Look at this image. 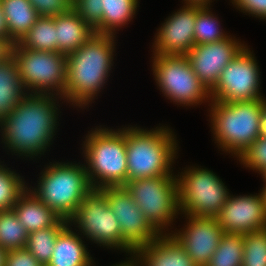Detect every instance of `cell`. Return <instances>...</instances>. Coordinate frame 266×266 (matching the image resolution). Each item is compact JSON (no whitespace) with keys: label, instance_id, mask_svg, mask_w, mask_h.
Returning <instances> with one entry per match:
<instances>
[{"label":"cell","instance_id":"obj_28","mask_svg":"<svg viewBox=\"0 0 266 266\" xmlns=\"http://www.w3.org/2000/svg\"><path fill=\"white\" fill-rule=\"evenodd\" d=\"M28 232L13 209L0 211V246L6 251L25 248Z\"/></svg>","mask_w":266,"mask_h":266},{"label":"cell","instance_id":"obj_30","mask_svg":"<svg viewBox=\"0 0 266 266\" xmlns=\"http://www.w3.org/2000/svg\"><path fill=\"white\" fill-rule=\"evenodd\" d=\"M23 177L0 163V211L13 209L18 197L27 189Z\"/></svg>","mask_w":266,"mask_h":266},{"label":"cell","instance_id":"obj_40","mask_svg":"<svg viewBox=\"0 0 266 266\" xmlns=\"http://www.w3.org/2000/svg\"><path fill=\"white\" fill-rule=\"evenodd\" d=\"M184 4L211 5L212 0H183Z\"/></svg>","mask_w":266,"mask_h":266},{"label":"cell","instance_id":"obj_4","mask_svg":"<svg viewBox=\"0 0 266 266\" xmlns=\"http://www.w3.org/2000/svg\"><path fill=\"white\" fill-rule=\"evenodd\" d=\"M83 143L82 154L93 189L127 183L126 127L113 130L98 126L88 131Z\"/></svg>","mask_w":266,"mask_h":266},{"label":"cell","instance_id":"obj_8","mask_svg":"<svg viewBox=\"0 0 266 266\" xmlns=\"http://www.w3.org/2000/svg\"><path fill=\"white\" fill-rule=\"evenodd\" d=\"M124 187L150 224L160 234H170L168 228L180 214L176 174L132 180Z\"/></svg>","mask_w":266,"mask_h":266},{"label":"cell","instance_id":"obj_5","mask_svg":"<svg viewBox=\"0 0 266 266\" xmlns=\"http://www.w3.org/2000/svg\"><path fill=\"white\" fill-rule=\"evenodd\" d=\"M262 99L221 102L211 100L210 123L215 143L222 151L238 158L260 137Z\"/></svg>","mask_w":266,"mask_h":266},{"label":"cell","instance_id":"obj_25","mask_svg":"<svg viewBox=\"0 0 266 266\" xmlns=\"http://www.w3.org/2000/svg\"><path fill=\"white\" fill-rule=\"evenodd\" d=\"M139 0H103L102 34L116 35L136 14Z\"/></svg>","mask_w":266,"mask_h":266},{"label":"cell","instance_id":"obj_41","mask_svg":"<svg viewBox=\"0 0 266 266\" xmlns=\"http://www.w3.org/2000/svg\"><path fill=\"white\" fill-rule=\"evenodd\" d=\"M126 259H128V260H126V261H121L120 263H118V264H113V266H136L135 265V262H134V260H133V258H127L126 257ZM112 266V265H111Z\"/></svg>","mask_w":266,"mask_h":266},{"label":"cell","instance_id":"obj_19","mask_svg":"<svg viewBox=\"0 0 266 266\" xmlns=\"http://www.w3.org/2000/svg\"><path fill=\"white\" fill-rule=\"evenodd\" d=\"M13 210L28 234L53 227L62 219L28 187L18 197Z\"/></svg>","mask_w":266,"mask_h":266},{"label":"cell","instance_id":"obj_6","mask_svg":"<svg viewBox=\"0 0 266 266\" xmlns=\"http://www.w3.org/2000/svg\"><path fill=\"white\" fill-rule=\"evenodd\" d=\"M38 184L29 188L64 220H69L83 198L93 189L84 164L50 162L40 173ZM32 188V189H31Z\"/></svg>","mask_w":266,"mask_h":266},{"label":"cell","instance_id":"obj_9","mask_svg":"<svg viewBox=\"0 0 266 266\" xmlns=\"http://www.w3.org/2000/svg\"><path fill=\"white\" fill-rule=\"evenodd\" d=\"M176 175L180 214L216 217L225 205L229 190L216 173L190 166Z\"/></svg>","mask_w":266,"mask_h":266},{"label":"cell","instance_id":"obj_23","mask_svg":"<svg viewBox=\"0 0 266 266\" xmlns=\"http://www.w3.org/2000/svg\"><path fill=\"white\" fill-rule=\"evenodd\" d=\"M27 94L15 60L11 57L0 63V123Z\"/></svg>","mask_w":266,"mask_h":266},{"label":"cell","instance_id":"obj_2","mask_svg":"<svg viewBox=\"0 0 266 266\" xmlns=\"http://www.w3.org/2000/svg\"><path fill=\"white\" fill-rule=\"evenodd\" d=\"M115 38L114 35L94 33L86 43L66 56L67 103L82 109L98 96L114 64Z\"/></svg>","mask_w":266,"mask_h":266},{"label":"cell","instance_id":"obj_11","mask_svg":"<svg viewBox=\"0 0 266 266\" xmlns=\"http://www.w3.org/2000/svg\"><path fill=\"white\" fill-rule=\"evenodd\" d=\"M70 226L76 225L83 238L104 246L130 254L134 252L122 241L119 222L109 207L105 193L101 189H92L82 200L74 215L68 220ZM73 224V225H72ZM81 233V234H80Z\"/></svg>","mask_w":266,"mask_h":266},{"label":"cell","instance_id":"obj_33","mask_svg":"<svg viewBox=\"0 0 266 266\" xmlns=\"http://www.w3.org/2000/svg\"><path fill=\"white\" fill-rule=\"evenodd\" d=\"M102 1L73 0L72 3V9L99 34H102Z\"/></svg>","mask_w":266,"mask_h":266},{"label":"cell","instance_id":"obj_43","mask_svg":"<svg viewBox=\"0 0 266 266\" xmlns=\"http://www.w3.org/2000/svg\"><path fill=\"white\" fill-rule=\"evenodd\" d=\"M262 178H264L263 179V181H264V185H263V188L262 189H260L261 190V195H262V197H263V200H264V204H265V209H266V176H263Z\"/></svg>","mask_w":266,"mask_h":266},{"label":"cell","instance_id":"obj_17","mask_svg":"<svg viewBox=\"0 0 266 266\" xmlns=\"http://www.w3.org/2000/svg\"><path fill=\"white\" fill-rule=\"evenodd\" d=\"M224 232L247 234L266 229V209L261 192L250 195H229L216 216Z\"/></svg>","mask_w":266,"mask_h":266},{"label":"cell","instance_id":"obj_36","mask_svg":"<svg viewBox=\"0 0 266 266\" xmlns=\"http://www.w3.org/2000/svg\"><path fill=\"white\" fill-rule=\"evenodd\" d=\"M231 3L246 15L251 14L256 18L266 20V0H231Z\"/></svg>","mask_w":266,"mask_h":266},{"label":"cell","instance_id":"obj_15","mask_svg":"<svg viewBox=\"0 0 266 266\" xmlns=\"http://www.w3.org/2000/svg\"><path fill=\"white\" fill-rule=\"evenodd\" d=\"M246 45L234 36L195 45L186 57L197 77L211 90L218 82L222 70Z\"/></svg>","mask_w":266,"mask_h":266},{"label":"cell","instance_id":"obj_31","mask_svg":"<svg viewBox=\"0 0 266 266\" xmlns=\"http://www.w3.org/2000/svg\"><path fill=\"white\" fill-rule=\"evenodd\" d=\"M242 266H266V229L244 234Z\"/></svg>","mask_w":266,"mask_h":266},{"label":"cell","instance_id":"obj_39","mask_svg":"<svg viewBox=\"0 0 266 266\" xmlns=\"http://www.w3.org/2000/svg\"><path fill=\"white\" fill-rule=\"evenodd\" d=\"M0 37H3L8 40V29L1 3H0Z\"/></svg>","mask_w":266,"mask_h":266},{"label":"cell","instance_id":"obj_3","mask_svg":"<svg viewBox=\"0 0 266 266\" xmlns=\"http://www.w3.org/2000/svg\"><path fill=\"white\" fill-rule=\"evenodd\" d=\"M168 126L144 130L126 127L127 183L161 175H174L172 165L179 148Z\"/></svg>","mask_w":266,"mask_h":266},{"label":"cell","instance_id":"obj_7","mask_svg":"<svg viewBox=\"0 0 266 266\" xmlns=\"http://www.w3.org/2000/svg\"><path fill=\"white\" fill-rule=\"evenodd\" d=\"M12 58L27 93L56 94L65 99L67 61L64 54L30 50L14 43Z\"/></svg>","mask_w":266,"mask_h":266},{"label":"cell","instance_id":"obj_26","mask_svg":"<svg viewBox=\"0 0 266 266\" xmlns=\"http://www.w3.org/2000/svg\"><path fill=\"white\" fill-rule=\"evenodd\" d=\"M68 221L61 219L55 226L28 234L25 248L43 265L51 259L58 235L68 226Z\"/></svg>","mask_w":266,"mask_h":266},{"label":"cell","instance_id":"obj_16","mask_svg":"<svg viewBox=\"0 0 266 266\" xmlns=\"http://www.w3.org/2000/svg\"><path fill=\"white\" fill-rule=\"evenodd\" d=\"M197 13L198 4H185L168 16L155 33L153 54L186 55L195 46Z\"/></svg>","mask_w":266,"mask_h":266},{"label":"cell","instance_id":"obj_38","mask_svg":"<svg viewBox=\"0 0 266 266\" xmlns=\"http://www.w3.org/2000/svg\"><path fill=\"white\" fill-rule=\"evenodd\" d=\"M260 136L266 137V98H263L262 113L260 116Z\"/></svg>","mask_w":266,"mask_h":266},{"label":"cell","instance_id":"obj_13","mask_svg":"<svg viewBox=\"0 0 266 266\" xmlns=\"http://www.w3.org/2000/svg\"><path fill=\"white\" fill-rule=\"evenodd\" d=\"M101 190L119 222L122 241L134 253L161 235L142 214L124 186L104 187Z\"/></svg>","mask_w":266,"mask_h":266},{"label":"cell","instance_id":"obj_21","mask_svg":"<svg viewBox=\"0 0 266 266\" xmlns=\"http://www.w3.org/2000/svg\"><path fill=\"white\" fill-rule=\"evenodd\" d=\"M58 52L65 56L73 53L95 33L84 20L71 9L68 13L55 16Z\"/></svg>","mask_w":266,"mask_h":266},{"label":"cell","instance_id":"obj_35","mask_svg":"<svg viewBox=\"0 0 266 266\" xmlns=\"http://www.w3.org/2000/svg\"><path fill=\"white\" fill-rule=\"evenodd\" d=\"M5 266H43L26 248L7 251Z\"/></svg>","mask_w":266,"mask_h":266},{"label":"cell","instance_id":"obj_24","mask_svg":"<svg viewBox=\"0 0 266 266\" xmlns=\"http://www.w3.org/2000/svg\"><path fill=\"white\" fill-rule=\"evenodd\" d=\"M17 44L30 50L58 52L55 17L39 16Z\"/></svg>","mask_w":266,"mask_h":266},{"label":"cell","instance_id":"obj_29","mask_svg":"<svg viewBox=\"0 0 266 266\" xmlns=\"http://www.w3.org/2000/svg\"><path fill=\"white\" fill-rule=\"evenodd\" d=\"M210 5H198L194 27L195 45L217 42L229 35L223 31L218 18L210 11Z\"/></svg>","mask_w":266,"mask_h":266},{"label":"cell","instance_id":"obj_20","mask_svg":"<svg viewBox=\"0 0 266 266\" xmlns=\"http://www.w3.org/2000/svg\"><path fill=\"white\" fill-rule=\"evenodd\" d=\"M81 237L68 225L58 235L46 266H96Z\"/></svg>","mask_w":266,"mask_h":266},{"label":"cell","instance_id":"obj_32","mask_svg":"<svg viewBox=\"0 0 266 266\" xmlns=\"http://www.w3.org/2000/svg\"><path fill=\"white\" fill-rule=\"evenodd\" d=\"M237 160L249 170H256L262 177L266 176V137H258Z\"/></svg>","mask_w":266,"mask_h":266},{"label":"cell","instance_id":"obj_42","mask_svg":"<svg viewBox=\"0 0 266 266\" xmlns=\"http://www.w3.org/2000/svg\"><path fill=\"white\" fill-rule=\"evenodd\" d=\"M7 251L0 246V266H5Z\"/></svg>","mask_w":266,"mask_h":266},{"label":"cell","instance_id":"obj_1","mask_svg":"<svg viewBox=\"0 0 266 266\" xmlns=\"http://www.w3.org/2000/svg\"><path fill=\"white\" fill-rule=\"evenodd\" d=\"M59 98L63 100L54 94L28 93L0 123L5 149L30 159L44 155L57 132Z\"/></svg>","mask_w":266,"mask_h":266},{"label":"cell","instance_id":"obj_14","mask_svg":"<svg viewBox=\"0 0 266 266\" xmlns=\"http://www.w3.org/2000/svg\"><path fill=\"white\" fill-rule=\"evenodd\" d=\"M184 217L188 221L184 229L171 230L170 234L184 248L195 266H208L224 230L216 217H192L186 214Z\"/></svg>","mask_w":266,"mask_h":266},{"label":"cell","instance_id":"obj_12","mask_svg":"<svg viewBox=\"0 0 266 266\" xmlns=\"http://www.w3.org/2000/svg\"><path fill=\"white\" fill-rule=\"evenodd\" d=\"M260 68L246 45L222 70L218 82L210 90L211 100L221 102L252 101L265 98L260 93Z\"/></svg>","mask_w":266,"mask_h":266},{"label":"cell","instance_id":"obj_27","mask_svg":"<svg viewBox=\"0 0 266 266\" xmlns=\"http://www.w3.org/2000/svg\"><path fill=\"white\" fill-rule=\"evenodd\" d=\"M244 234L224 232L208 266H242Z\"/></svg>","mask_w":266,"mask_h":266},{"label":"cell","instance_id":"obj_18","mask_svg":"<svg viewBox=\"0 0 266 266\" xmlns=\"http://www.w3.org/2000/svg\"><path fill=\"white\" fill-rule=\"evenodd\" d=\"M136 266H195L171 234H161L133 256Z\"/></svg>","mask_w":266,"mask_h":266},{"label":"cell","instance_id":"obj_22","mask_svg":"<svg viewBox=\"0 0 266 266\" xmlns=\"http://www.w3.org/2000/svg\"><path fill=\"white\" fill-rule=\"evenodd\" d=\"M8 29V40L13 44L36 23L39 15L29 0H0Z\"/></svg>","mask_w":266,"mask_h":266},{"label":"cell","instance_id":"obj_37","mask_svg":"<svg viewBox=\"0 0 266 266\" xmlns=\"http://www.w3.org/2000/svg\"><path fill=\"white\" fill-rule=\"evenodd\" d=\"M13 43L3 37H0V63L7 61L12 57Z\"/></svg>","mask_w":266,"mask_h":266},{"label":"cell","instance_id":"obj_10","mask_svg":"<svg viewBox=\"0 0 266 266\" xmlns=\"http://www.w3.org/2000/svg\"><path fill=\"white\" fill-rule=\"evenodd\" d=\"M153 55L154 80L167 99L185 107L211 102L210 90L192 70L186 55Z\"/></svg>","mask_w":266,"mask_h":266},{"label":"cell","instance_id":"obj_34","mask_svg":"<svg viewBox=\"0 0 266 266\" xmlns=\"http://www.w3.org/2000/svg\"><path fill=\"white\" fill-rule=\"evenodd\" d=\"M39 16L55 17L68 13L72 9L73 0H29Z\"/></svg>","mask_w":266,"mask_h":266}]
</instances>
